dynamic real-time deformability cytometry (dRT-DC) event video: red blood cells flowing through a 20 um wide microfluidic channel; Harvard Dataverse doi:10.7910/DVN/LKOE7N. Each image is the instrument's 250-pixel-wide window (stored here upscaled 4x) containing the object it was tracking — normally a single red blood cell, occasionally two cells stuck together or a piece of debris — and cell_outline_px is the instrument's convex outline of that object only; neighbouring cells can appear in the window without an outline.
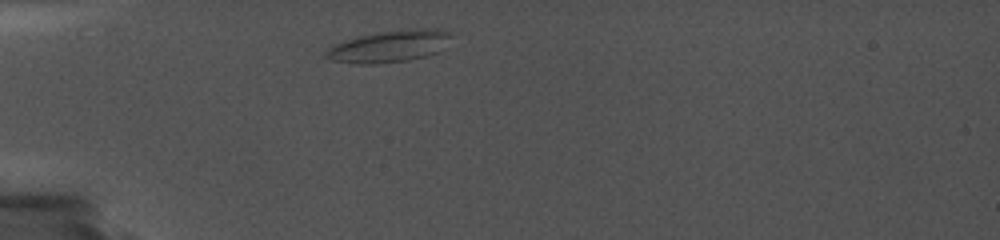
{"species": "common noctule bat (a hibernating species)", "species_latin": "Nyctalus noctula", "temperature_condition": "cold", "stored_images_in_passage": 18, "camera_frame_rate_fps": 5000, "um_per_image_px": 0.085, "animal": {"sex": "female", "body_mass_g": 19.0, "forearm_length_mm": 56.7}, "frame": {"image": 1, "passage_image": 1, "time_ms": 0.0, "image_size_px": [1000, 240], "cell_outline_px": [[452, 36], [440, 52], [428, 56], [408, 60], [376, 64], [356, 64], [332, 60], [324, 56], [324, 52], [328, 48], [336, 44], [360, 36], [380, 32], [416, 28], [436, 28], [448, 32]], "centroid_in_image_um": [33.13, 3.95], "position_along_channel_um": 51.9, "area_um2": 23.18}}
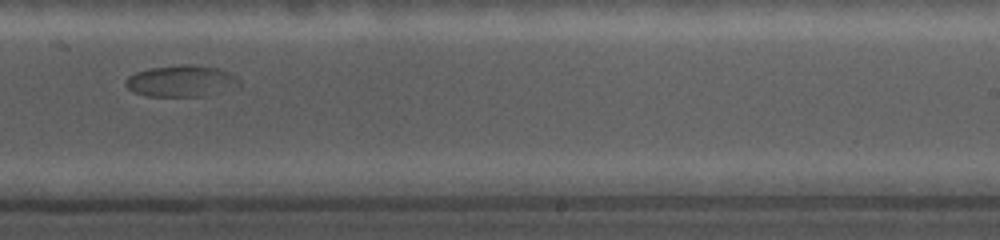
{"frame": {"image": 2, "passage_image": 8, "time_ms": 7.2, "image_size_px": [1000, 240], "cell_outline_px": [[240, 88], [208, 96], [148, 96], [132, 92], [124, 84], [124, 80], [128, 76], [136, 72], [148, 68], [184, 64], [192, 64], [220, 68], [236, 76], [240, 80]], "centroid_in_image_um": [15.46, 6.89], "position_along_channel_um": 273.5, "area_um2": 21.44}}
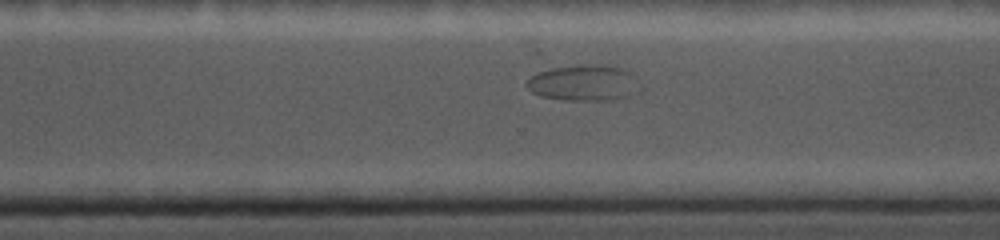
{"frame": {"image": 3, "passage_image": 11, "time_ms": 8.6, "image_size_px": [1000, 240], "cell_outline_px": [[644, 88], [640, 92], [604, 100], [564, 100], [540, 96], [532, 92], [524, 84], [532, 76], [540, 72], [552, 68], [592, 64], [604, 64], [624, 68], [632, 72], [644, 84]], "centroid_in_image_um": [49.73, 7.03], "position_along_channel_um": 320.9, "area_um2": 24.04}}